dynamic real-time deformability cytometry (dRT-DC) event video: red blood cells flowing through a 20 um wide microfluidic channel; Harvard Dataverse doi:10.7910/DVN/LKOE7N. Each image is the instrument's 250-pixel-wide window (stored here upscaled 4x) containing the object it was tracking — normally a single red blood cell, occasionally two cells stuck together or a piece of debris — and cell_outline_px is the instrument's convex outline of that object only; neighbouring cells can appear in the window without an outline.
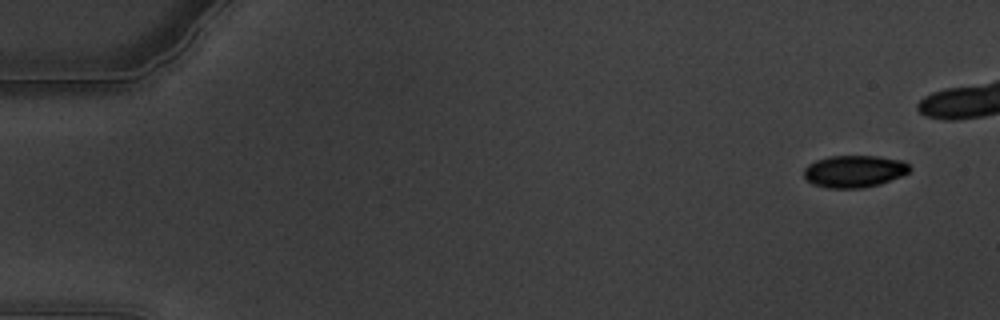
{"species": "common noctule bat (a hibernating species)", "species_latin": "Nyctalus noctula", "temperature_condition": "warm", "stored_images_in_passage": 54, "camera_frame_rate_fps": 3000, "um_per_image_px": 0.085, "animal": {"sex": "male", "body_mass_g": 19.5, "forearm_length_mm": 54.6}, "frame": {"image": 1, "passage_image": 4, "time_ms": 1.0, "image_size_px": [1000, 320], "cell_outline_px": [[912, 168], [908, 172], [900, 176], [880, 184], [860, 188], [828, 188], [812, 184], [804, 176], [804, 168], [808, 164], [816, 160], [828, 156], [876, 156], [904, 160]], "centroid_in_image_um": [72.61, 14.55], "position_along_channel_um": 12.4, "area_um2": 19.83}}
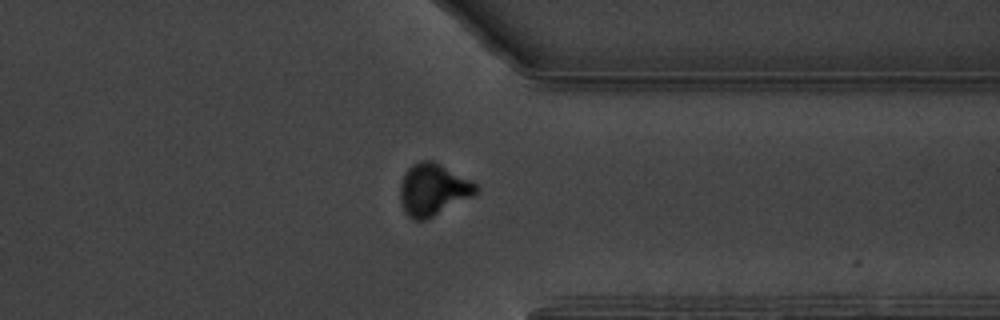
{"frame": {"image": 2, "passage_image": 49, "time_ms": 16.0, "image_size_px": [1000, 320], "cell_outline_px": [[480, 188], [472, 196], [424, 220], [412, 220], [404, 212], [400, 200], [400, 184], [404, 172], [412, 164], [420, 160], [432, 160], [472, 180]], "centroid_in_image_um": [36.78, 16.1], "position_along_channel_um": 374.6, "area_um2": 22.89}}